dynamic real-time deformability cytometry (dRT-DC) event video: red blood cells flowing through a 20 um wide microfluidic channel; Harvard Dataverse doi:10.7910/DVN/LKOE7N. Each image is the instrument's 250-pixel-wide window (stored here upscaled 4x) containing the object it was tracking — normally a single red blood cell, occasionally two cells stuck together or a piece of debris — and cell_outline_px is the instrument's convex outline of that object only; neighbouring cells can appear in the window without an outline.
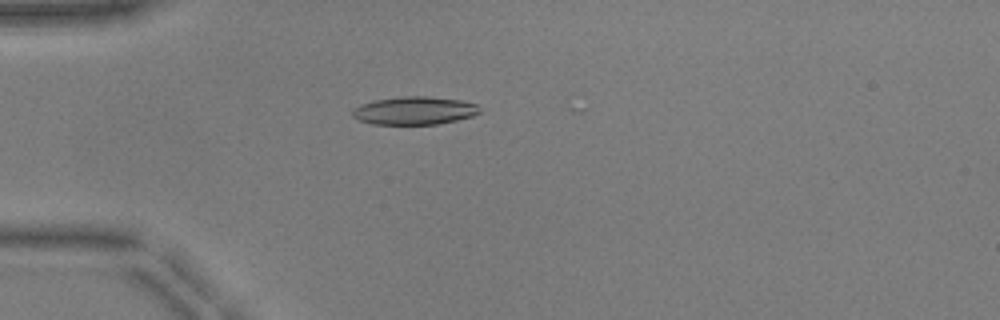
{"species": "common noctule bat (a hibernating species)", "species_latin": "Nyctalus noctula", "temperature_condition": "warm", "stored_images_in_passage": 15, "camera_frame_rate_fps": 3000, "um_per_image_px": 0.085, "animal": {"sex": "male", "body_mass_g": 17.9, "forearm_length_mm": 54.2}, "frame": {"image": 1, "passage_image": 8, "time_ms": 2.333, "image_size_px": [1000, 320], "cell_outline_px": [[480, 112], [472, 116], [456, 120], [436, 124], [372, 124], [360, 120], [352, 116], [352, 108], [376, 100], [404, 96], [428, 96], [460, 100], [476, 104], [480, 108]], "centroid_in_image_um": [35.23, 9.4], "position_along_channel_um": 49.8, "area_um2": 20.58}}